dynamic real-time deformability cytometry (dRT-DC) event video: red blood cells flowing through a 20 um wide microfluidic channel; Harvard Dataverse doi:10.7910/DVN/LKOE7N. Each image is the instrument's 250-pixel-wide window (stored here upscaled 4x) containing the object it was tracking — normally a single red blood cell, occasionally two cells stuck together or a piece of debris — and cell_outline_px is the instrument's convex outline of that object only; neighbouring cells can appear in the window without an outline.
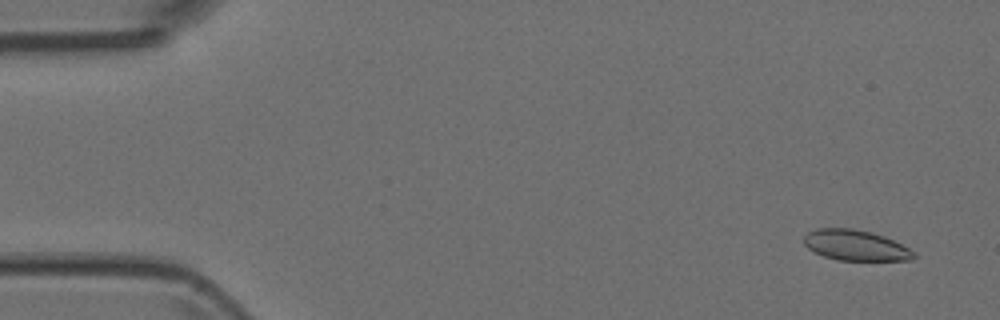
{"species": "Egyptian fruit bat (a non-hibernating species)", "species_latin": "Rousettus aegyptiacus", "temperature_condition": "room temperature", "stored_images_in_passage": 5, "camera_frame_rate_fps": 3000, "um_per_image_px": 0.085, "animal": {"sex": "female"}, "frame": {"image": 1, "passage_image": 1, "time_ms": 0.0, "image_size_px": [1000, 320], "cell_outline_px": [[916, 256], [912, 260], [836, 260], [824, 256], [808, 248], [804, 244], [804, 236], [808, 232], [816, 228], [852, 228], [872, 232], [884, 236], [916, 252]], "centroid_in_image_um": [72.72, 20.85], "position_along_channel_um": 12.3, "area_um2": 19.54}}
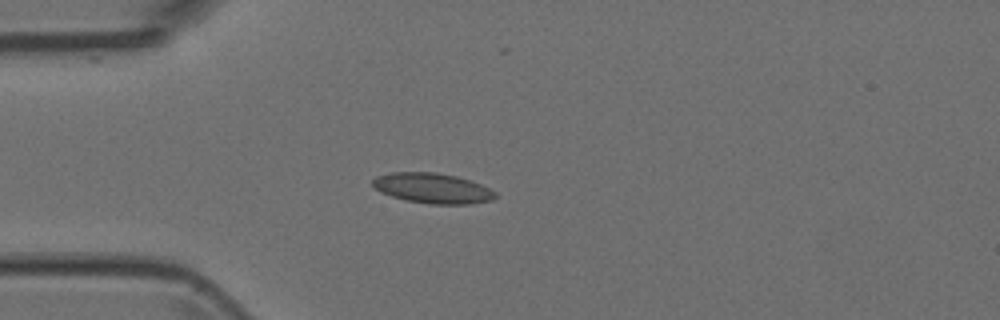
{"frame": {"image": 2, "passage_image": 4, "time_ms": 1.0, "image_size_px": [1000, 320], "cell_outline_px": [[496, 196], [492, 200], [468, 204], [432, 204], [404, 200], [380, 192], [372, 184], [372, 180], [376, 176], [388, 172], [436, 172], [456, 176], [480, 184], [496, 192]], "centroid_in_image_um": [36.73, 15.99], "position_along_channel_um": 48.3, "area_um2": 21.56}}